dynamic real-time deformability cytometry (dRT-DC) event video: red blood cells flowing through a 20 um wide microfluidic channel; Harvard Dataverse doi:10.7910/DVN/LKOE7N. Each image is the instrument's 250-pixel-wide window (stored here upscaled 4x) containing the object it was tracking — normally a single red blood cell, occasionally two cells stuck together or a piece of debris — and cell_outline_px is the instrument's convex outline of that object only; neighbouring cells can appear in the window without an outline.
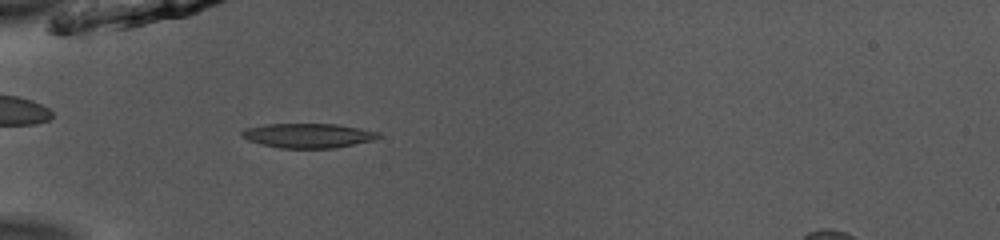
{"species": "common noctule bat (a hibernating species)", "species_latin": "Nyctalus noctula", "temperature_condition": "room temperature", "stored_images_in_passage": 23, "camera_frame_rate_fps": 3000, "um_per_image_px": 0.085, "animal": {"sex": "male", "body_mass_g": 13.0, "forearm_length_mm": 53.1}, "frame": {"image": 1, "passage_image": 1, "time_ms": 0.0, "image_size_px": [1000, 240], "cell_outline_px": [[380, 136], [372, 140], [336, 148], [280, 148], [260, 144], [248, 140], [240, 132], [244, 128], [264, 124], [336, 124], [360, 128], [380, 132]], "centroid_in_image_um": [26.17, 11.52], "position_along_channel_um": 58.8, "area_um2": 19.48}}
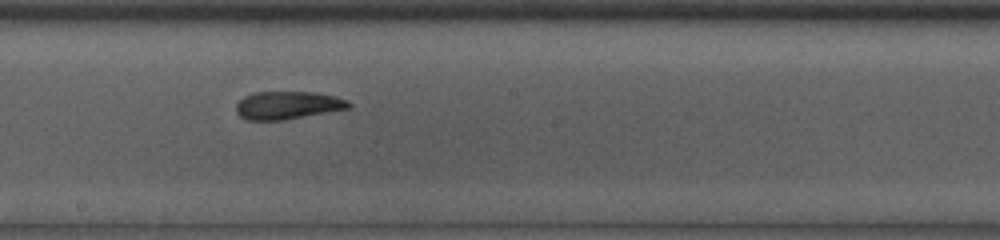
{"frame": {"image": 2, "passage_image": 14, "time_ms": 4.333, "image_size_px": [1000, 240], "cell_outline_px": [[352, 104], [348, 108], [284, 120], [248, 120], [240, 116], [236, 112], [236, 104], [244, 96], [252, 92], [316, 92], [336, 96], [348, 100]], "centroid_in_image_um": [24.44, 8.94], "position_along_channel_um": 223.8, "area_um2": 18.32}}
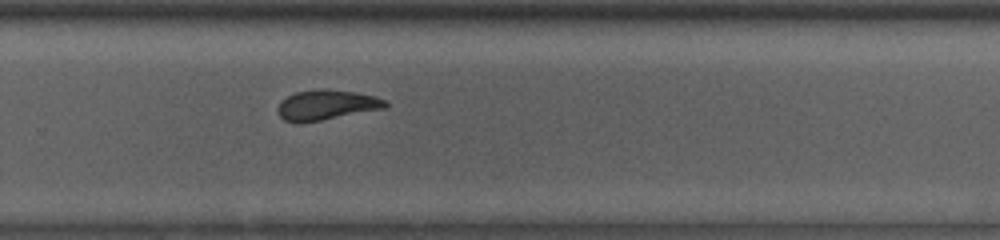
{"frame": {"image": 3, "passage_image": 20, "time_ms": 6.333, "image_size_px": [1000, 240], "cell_outline_px": [[388, 108], [320, 120], [296, 124], [284, 120], [280, 116], [276, 108], [288, 96], [296, 92], [356, 92], [376, 96], [384, 100], [388, 104]], "centroid_in_image_um": [27.78, 8.98], "position_along_channel_um": 302.0, "area_um2": 18.03}}